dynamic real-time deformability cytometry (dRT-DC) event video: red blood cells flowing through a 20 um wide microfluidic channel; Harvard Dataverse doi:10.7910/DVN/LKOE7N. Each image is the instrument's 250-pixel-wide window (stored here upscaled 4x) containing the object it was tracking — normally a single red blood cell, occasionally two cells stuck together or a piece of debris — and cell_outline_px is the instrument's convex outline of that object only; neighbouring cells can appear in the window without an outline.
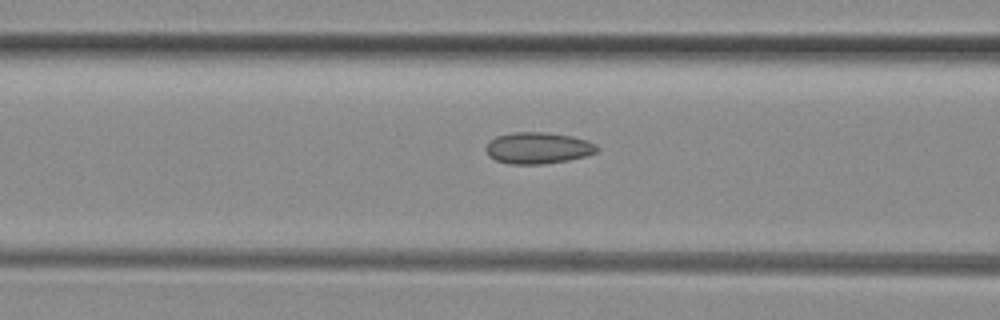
{"species": "common noctule bat (a hibernating species)", "species_latin": "Nyctalus noctula", "temperature_condition": "room temperature", "stored_images_in_passage": 14, "camera_frame_rate_fps": 3000, "um_per_image_px": 0.085, "animal": {"sex": "female", "body_mass_g": 29.2, "forearm_length_mm": 56.3}, "frame": {"image": 1, "passage_image": 12, "time_ms": 3.667, "image_size_px": [1000, 320], "cell_outline_px": [[600, 148], [596, 152], [584, 156], [568, 160], [544, 164], [512, 164], [496, 160], [488, 156], [484, 148], [496, 136], [512, 132], [548, 132], [572, 136], [588, 140], [596, 144]], "centroid_in_image_um": [45.74, 12.57], "position_along_channel_um": 120.9, "area_um2": 20.46}}